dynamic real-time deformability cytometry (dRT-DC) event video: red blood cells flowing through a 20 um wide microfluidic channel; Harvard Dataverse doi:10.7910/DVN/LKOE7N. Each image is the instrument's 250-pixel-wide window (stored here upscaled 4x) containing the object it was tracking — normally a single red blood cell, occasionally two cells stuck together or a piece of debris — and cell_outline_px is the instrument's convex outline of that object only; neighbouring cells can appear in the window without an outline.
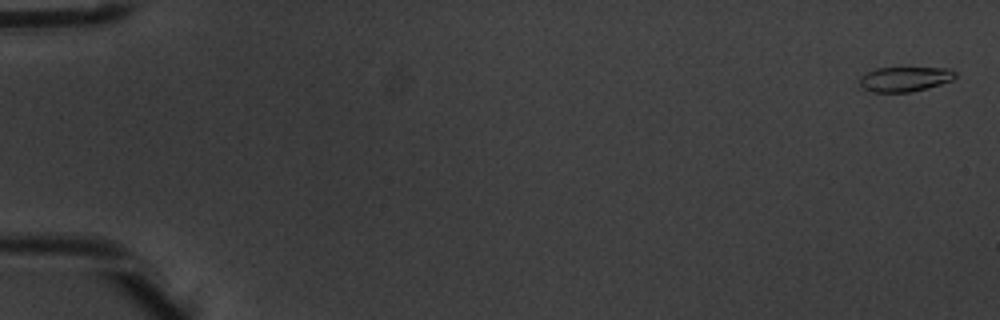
{"species": "common noctule bat (a hibernating species)", "species_latin": "Nyctalus noctula", "temperature_condition": "warm", "stored_images_in_passage": 8, "camera_frame_rate_fps": 3000, "um_per_image_px": 0.085, "animal": {"sex": "male", "body_mass_g": 20.1, "forearm_length_mm": 53.5}, "frame": {"image": 1, "passage_image": 1, "time_ms": 0.0, "image_size_px": [1000, 320], "cell_outline_px": [[956, 76], [952, 80], [940, 84], [912, 92], [872, 92], [864, 88], [860, 84], [860, 76], [876, 68], [948, 68], [956, 72]], "centroid_in_image_um": [76.91, 6.72], "position_along_channel_um": 8.1, "area_um2": 13.7}}
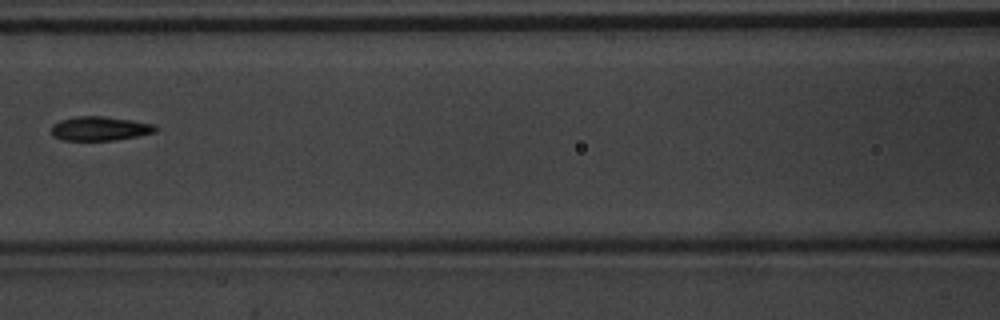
{"frame": {"image": 2, "passage_image": 7, "time_ms": 2.0, "image_size_px": [1000, 320], "cell_outline_px": [[160, 128], [156, 132], [116, 140], [60, 140], [52, 136], [52, 124], [60, 120], [76, 116], [104, 116], [132, 120], [152, 124]], "centroid_in_image_um": [8.48, 10.92], "position_along_channel_um": 158.1, "area_um2": 14.74}}
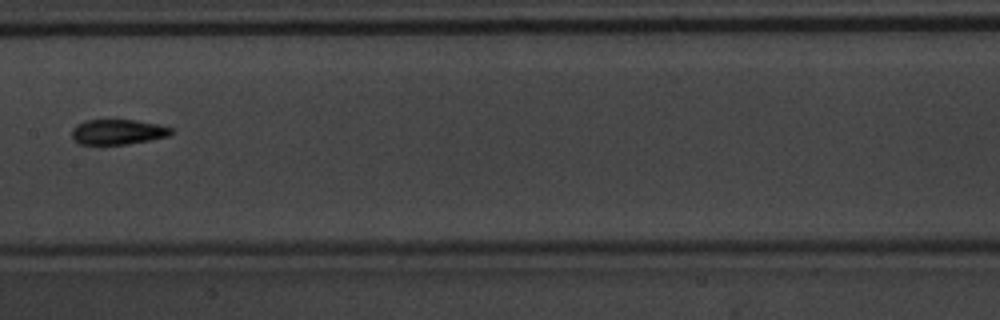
{"frame": {"image": 3, "passage_image": 8, "time_ms": 2.333, "image_size_px": [1000, 320], "cell_outline_px": [[176, 132], [168, 136], [148, 140], [124, 144], [80, 144], [72, 136], [72, 128], [76, 124], [84, 120], [136, 120], [160, 124], [172, 128]], "centroid_in_image_um": [10.04, 11.19], "position_along_channel_um": 197.4, "area_um2": 14.57}}